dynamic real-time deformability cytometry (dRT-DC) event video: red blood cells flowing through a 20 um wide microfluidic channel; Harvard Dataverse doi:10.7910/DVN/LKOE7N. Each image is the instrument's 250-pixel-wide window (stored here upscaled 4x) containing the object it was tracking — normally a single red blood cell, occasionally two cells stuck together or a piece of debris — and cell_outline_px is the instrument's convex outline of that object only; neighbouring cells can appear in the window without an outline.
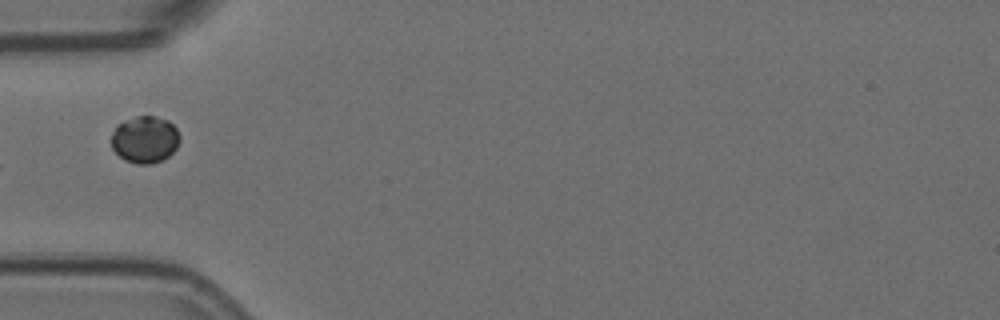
{"species": "Egyptian fruit bat (a non-hibernating species)", "species_latin": "Rousettus aegyptiacus", "temperature_condition": "room temperature", "stored_images_in_passage": 8, "camera_frame_rate_fps": 3000, "um_per_image_px": 0.085, "animal": {"sex": "female"}, "frame": {"image": 1, "passage_image": 6, "time_ms": 1.667, "image_size_px": [1000, 320], "cell_outline_px": [[180, 140], [176, 148], [168, 156], [160, 160], [148, 164], [136, 164], [124, 160], [112, 148], [112, 132], [116, 124], [124, 120], [136, 116], [156, 116], [168, 120], [176, 128], [180, 136]], "centroid_in_image_um": [12.3, 11.84], "position_along_channel_um": 72.7, "area_um2": 18.79}}
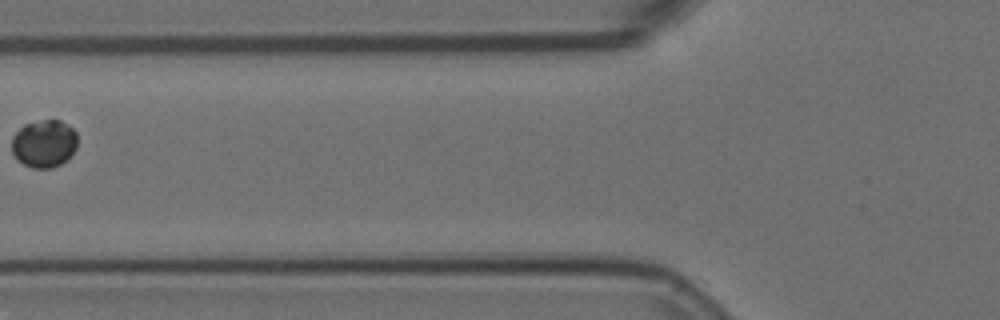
{"frame": {"image": 2, "passage_image": 7, "time_ms": 2.0, "image_size_px": [1000, 320], "cell_outline_px": [[76, 148], [60, 164], [52, 168], [32, 168], [24, 164], [12, 152], [12, 136], [24, 124], [44, 120], [60, 120], [68, 124], [76, 132]], "centroid_in_image_um": [3.74, 12.19], "position_along_channel_um": 122.1, "area_um2": 17.98}}
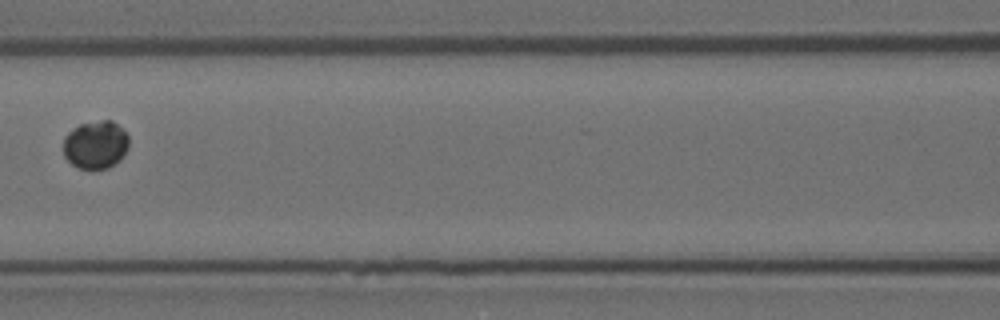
{"frame": {"image": 3, "passage_image": 8, "time_ms": 2.333, "image_size_px": [1000, 320], "cell_outline_px": [[128, 148], [120, 160], [108, 168], [80, 168], [72, 164], [64, 156], [64, 136], [68, 132], [80, 124], [100, 120], [112, 120], [124, 128], [128, 136]], "centroid_in_image_um": [8.15, 12.28], "position_along_channel_um": 158.5, "area_um2": 18.38}}